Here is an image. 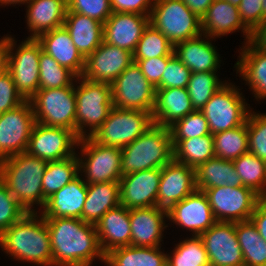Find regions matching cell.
I'll list each match as a JSON object with an SVG mask.
<instances>
[{
    "instance_id": "obj_5",
    "label": "cell",
    "mask_w": 266,
    "mask_h": 266,
    "mask_svg": "<svg viewBox=\"0 0 266 266\" xmlns=\"http://www.w3.org/2000/svg\"><path fill=\"white\" fill-rule=\"evenodd\" d=\"M80 85L75 88L76 98V136L91 137L106 120L112 103V86L107 83L89 81L76 77ZM84 126L90 127V133L85 134Z\"/></svg>"
},
{
    "instance_id": "obj_44",
    "label": "cell",
    "mask_w": 266,
    "mask_h": 266,
    "mask_svg": "<svg viewBox=\"0 0 266 266\" xmlns=\"http://www.w3.org/2000/svg\"><path fill=\"white\" fill-rule=\"evenodd\" d=\"M173 148L184 139L209 135L207 119L200 110H195L169 126Z\"/></svg>"
},
{
    "instance_id": "obj_2",
    "label": "cell",
    "mask_w": 266,
    "mask_h": 266,
    "mask_svg": "<svg viewBox=\"0 0 266 266\" xmlns=\"http://www.w3.org/2000/svg\"><path fill=\"white\" fill-rule=\"evenodd\" d=\"M38 217L37 212L26 213L0 234V246L23 262L53 266L50 233L45 218Z\"/></svg>"
},
{
    "instance_id": "obj_51",
    "label": "cell",
    "mask_w": 266,
    "mask_h": 266,
    "mask_svg": "<svg viewBox=\"0 0 266 266\" xmlns=\"http://www.w3.org/2000/svg\"><path fill=\"white\" fill-rule=\"evenodd\" d=\"M238 10L243 24L250 31L263 21L262 0H241Z\"/></svg>"
},
{
    "instance_id": "obj_9",
    "label": "cell",
    "mask_w": 266,
    "mask_h": 266,
    "mask_svg": "<svg viewBox=\"0 0 266 266\" xmlns=\"http://www.w3.org/2000/svg\"><path fill=\"white\" fill-rule=\"evenodd\" d=\"M234 85L225 83L200 110L212 135L246 122L249 111L245 99ZM246 104V105H245Z\"/></svg>"
},
{
    "instance_id": "obj_21",
    "label": "cell",
    "mask_w": 266,
    "mask_h": 266,
    "mask_svg": "<svg viewBox=\"0 0 266 266\" xmlns=\"http://www.w3.org/2000/svg\"><path fill=\"white\" fill-rule=\"evenodd\" d=\"M150 18L138 13L112 12L103 24V41L134 53Z\"/></svg>"
},
{
    "instance_id": "obj_10",
    "label": "cell",
    "mask_w": 266,
    "mask_h": 266,
    "mask_svg": "<svg viewBox=\"0 0 266 266\" xmlns=\"http://www.w3.org/2000/svg\"><path fill=\"white\" fill-rule=\"evenodd\" d=\"M208 198L217 222H241L250 220L262 197L253 189L241 186H220L203 191Z\"/></svg>"
},
{
    "instance_id": "obj_47",
    "label": "cell",
    "mask_w": 266,
    "mask_h": 266,
    "mask_svg": "<svg viewBox=\"0 0 266 266\" xmlns=\"http://www.w3.org/2000/svg\"><path fill=\"white\" fill-rule=\"evenodd\" d=\"M68 10L104 24L112 14L110 0H67Z\"/></svg>"
},
{
    "instance_id": "obj_42",
    "label": "cell",
    "mask_w": 266,
    "mask_h": 266,
    "mask_svg": "<svg viewBox=\"0 0 266 266\" xmlns=\"http://www.w3.org/2000/svg\"><path fill=\"white\" fill-rule=\"evenodd\" d=\"M209 259L199 236L180 242L172 256L167 255V266H209Z\"/></svg>"
},
{
    "instance_id": "obj_14",
    "label": "cell",
    "mask_w": 266,
    "mask_h": 266,
    "mask_svg": "<svg viewBox=\"0 0 266 266\" xmlns=\"http://www.w3.org/2000/svg\"><path fill=\"white\" fill-rule=\"evenodd\" d=\"M35 123L30 100L0 114V161L26 152Z\"/></svg>"
},
{
    "instance_id": "obj_38",
    "label": "cell",
    "mask_w": 266,
    "mask_h": 266,
    "mask_svg": "<svg viewBox=\"0 0 266 266\" xmlns=\"http://www.w3.org/2000/svg\"><path fill=\"white\" fill-rule=\"evenodd\" d=\"M215 157L235 160L249 152L247 120L243 125L213 135Z\"/></svg>"
},
{
    "instance_id": "obj_41",
    "label": "cell",
    "mask_w": 266,
    "mask_h": 266,
    "mask_svg": "<svg viewBox=\"0 0 266 266\" xmlns=\"http://www.w3.org/2000/svg\"><path fill=\"white\" fill-rule=\"evenodd\" d=\"M174 54V46L167 37L151 24L144 30L133 53V60L167 56Z\"/></svg>"
},
{
    "instance_id": "obj_6",
    "label": "cell",
    "mask_w": 266,
    "mask_h": 266,
    "mask_svg": "<svg viewBox=\"0 0 266 266\" xmlns=\"http://www.w3.org/2000/svg\"><path fill=\"white\" fill-rule=\"evenodd\" d=\"M149 18L173 46L202 34L201 19L182 0H154Z\"/></svg>"
},
{
    "instance_id": "obj_22",
    "label": "cell",
    "mask_w": 266,
    "mask_h": 266,
    "mask_svg": "<svg viewBox=\"0 0 266 266\" xmlns=\"http://www.w3.org/2000/svg\"><path fill=\"white\" fill-rule=\"evenodd\" d=\"M167 211L157 206L129 209L131 245L159 247Z\"/></svg>"
},
{
    "instance_id": "obj_52",
    "label": "cell",
    "mask_w": 266,
    "mask_h": 266,
    "mask_svg": "<svg viewBox=\"0 0 266 266\" xmlns=\"http://www.w3.org/2000/svg\"><path fill=\"white\" fill-rule=\"evenodd\" d=\"M154 0H110L112 12L138 13L150 16Z\"/></svg>"
},
{
    "instance_id": "obj_33",
    "label": "cell",
    "mask_w": 266,
    "mask_h": 266,
    "mask_svg": "<svg viewBox=\"0 0 266 266\" xmlns=\"http://www.w3.org/2000/svg\"><path fill=\"white\" fill-rule=\"evenodd\" d=\"M236 62L237 71L255 92V98H266V51L256 49L249 41Z\"/></svg>"
},
{
    "instance_id": "obj_26",
    "label": "cell",
    "mask_w": 266,
    "mask_h": 266,
    "mask_svg": "<svg viewBox=\"0 0 266 266\" xmlns=\"http://www.w3.org/2000/svg\"><path fill=\"white\" fill-rule=\"evenodd\" d=\"M204 38L219 37L241 29L246 36V43L250 39L251 31L243 24L238 7L225 0H214L201 18Z\"/></svg>"
},
{
    "instance_id": "obj_13",
    "label": "cell",
    "mask_w": 266,
    "mask_h": 266,
    "mask_svg": "<svg viewBox=\"0 0 266 266\" xmlns=\"http://www.w3.org/2000/svg\"><path fill=\"white\" fill-rule=\"evenodd\" d=\"M80 144L81 155L87 156L85 162L78 157L79 171L85 172L86 184L120 181L121 148L98 144L89 136L80 138L76 146Z\"/></svg>"
},
{
    "instance_id": "obj_46",
    "label": "cell",
    "mask_w": 266,
    "mask_h": 266,
    "mask_svg": "<svg viewBox=\"0 0 266 266\" xmlns=\"http://www.w3.org/2000/svg\"><path fill=\"white\" fill-rule=\"evenodd\" d=\"M26 213V210L0 180V234L20 220Z\"/></svg>"
},
{
    "instance_id": "obj_24",
    "label": "cell",
    "mask_w": 266,
    "mask_h": 266,
    "mask_svg": "<svg viewBox=\"0 0 266 266\" xmlns=\"http://www.w3.org/2000/svg\"><path fill=\"white\" fill-rule=\"evenodd\" d=\"M36 39L41 44L43 52L52 56L61 66L68 68L77 77L82 76L85 58L72 42L64 26L42 33Z\"/></svg>"
},
{
    "instance_id": "obj_54",
    "label": "cell",
    "mask_w": 266,
    "mask_h": 266,
    "mask_svg": "<svg viewBox=\"0 0 266 266\" xmlns=\"http://www.w3.org/2000/svg\"><path fill=\"white\" fill-rule=\"evenodd\" d=\"M249 42L256 49L266 51V19L251 31Z\"/></svg>"
},
{
    "instance_id": "obj_1",
    "label": "cell",
    "mask_w": 266,
    "mask_h": 266,
    "mask_svg": "<svg viewBox=\"0 0 266 266\" xmlns=\"http://www.w3.org/2000/svg\"><path fill=\"white\" fill-rule=\"evenodd\" d=\"M50 233L53 266H90L105 262L96 227L76 218H45Z\"/></svg>"
},
{
    "instance_id": "obj_11",
    "label": "cell",
    "mask_w": 266,
    "mask_h": 266,
    "mask_svg": "<svg viewBox=\"0 0 266 266\" xmlns=\"http://www.w3.org/2000/svg\"><path fill=\"white\" fill-rule=\"evenodd\" d=\"M112 103L116 108L147 111L152 114L156 89L132 62L111 84Z\"/></svg>"
},
{
    "instance_id": "obj_55",
    "label": "cell",
    "mask_w": 266,
    "mask_h": 266,
    "mask_svg": "<svg viewBox=\"0 0 266 266\" xmlns=\"http://www.w3.org/2000/svg\"><path fill=\"white\" fill-rule=\"evenodd\" d=\"M184 4L200 19L214 0H182Z\"/></svg>"
},
{
    "instance_id": "obj_17",
    "label": "cell",
    "mask_w": 266,
    "mask_h": 266,
    "mask_svg": "<svg viewBox=\"0 0 266 266\" xmlns=\"http://www.w3.org/2000/svg\"><path fill=\"white\" fill-rule=\"evenodd\" d=\"M132 62H134L133 53L103 41L92 54L85 58L81 77L111 85Z\"/></svg>"
},
{
    "instance_id": "obj_12",
    "label": "cell",
    "mask_w": 266,
    "mask_h": 266,
    "mask_svg": "<svg viewBox=\"0 0 266 266\" xmlns=\"http://www.w3.org/2000/svg\"><path fill=\"white\" fill-rule=\"evenodd\" d=\"M14 41L9 37L8 72L17 92L24 100H30L39 90V59L43 50L37 39L27 38L13 54Z\"/></svg>"
},
{
    "instance_id": "obj_35",
    "label": "cell",
    "mask_w": 266,
    "mask_h": 266,
    "mask_svg": "<svg viewBox=\"0 0 266 266\" xmlns=\"http://www.w3.org/2000/svg\"><path fill=\"white\" fill-rule=\"evenodd\" d=\"M245 266H266V242L251 220L235 222Z\"/></svg>"
},
{
    "instance_id": "obj_45",
    "label": "cell",
    "mask_w": 266,
    "mask_h": 266,
    "mask_svg": "<svg viewBox=\"0 0 266 266\" xmlns=\"http://www.w3.org/2000/svg\"><path fill=\"white\" fill-rule=\"evenodd\" d=\"M246 120L249 152L266 162V114L250 112Z\"/></svg>"
},
{
    "instance_id": "obj_57",
    "label": "cell",
    "mask_w": 266,
    "mask_h": 266,
    "mask_svg": "<svg viewBox=\"0 0 266 266\" xmlns=\"http://www.w3.org/2000/svg\"><path fill=\"white\" fill-rule=\"evenodd\" d=\"M30 0H0V3H1V5H11V4H24V3H26L27 2V4H28V2H29Z\"/></svg>"
},
{
    "instance_id": "obj_34",
    "label": "cell",
    "mask_w": 266,
    "mask_h": 266,
    "mask_svg": "<svg viewBox=\"0 0 266 266\" xmlns=\"http://www.w3.org/2000/svg\"><path fill=\"white\" fill-rule=\"evenodd\" d=\"M160 247L125 246L105 255L107 266H167V255Z\"/></svg>"
},
{
    "instance_id": "obj_3",
    "label": "cell",
    "mask_w": 266,
    "mask_h": 266,
    "mask_svg": "<svg viewBox=\"0 0 266 266\" xmlns=\"http://www.w3.org/2000/svg\"><path fill=\"white\" fill-rule=\"evenodd\" d=\"M47 161L23 152L0 161V180L27 213L35 212L31 207H44L42 178Z\"/></svg>"
},
{
    "instance_id": "obj_29",
    "label": "cell",
    "mask_w": 266,
    "mask_h": 266,
    "mask_svg": "<svg viewBox=\"0 0 266 266\" xmlns=\"http://www.w3.org/2000/svg\"><path fill=\"white\" fill-rule=\"evenodd\" d=\"M27 24L32 32L28 38H37L42 33L62 27L68 9L67 0H30Z\"/></svg>"
},
{
    "instance_id": "obj_18",
    "label": "cell",
    "mask_w": 266,
    "mask_h": 266,
    "mask_svg": "<svg viewBox=\"0 0 266 266\" xmlns=\"http://www.w3.org/2000/svg\"><path fill=\"white\" fill-rule=\"evenodd\" d=\"M161 168L123 175L120 184V205L127 209L157 206Z\"/></svg>"
},
{
    "instance_id": "obj_58",
    "label": "cell",
    "mask_w": 266,
    "mask_h": 266,
    "mask_svg": "<svg viewBox=\"0 0 266 266\" xmlns=\"http://www.w3.org/2000/svg\"><path fill=\"white\" fill-rule=\"evenodd\" d=\"M263 20L266 19V0H262Z\"/></svg>"
},
{
    "instance_id": "obj_50",
    "label": "cell",
    "mask_w": 266,
    "mask_h": 266,
    "mask_svg": "<svg viewBox=\"0 0 266 266\" xmlns=\"http://www.w3.org/2000/svg\"><path fill=\"white\" fill-rule=\"evenodd\" d=\"M172 55L149 58L144 60H133L136 62L143 75L153 85L155 89H160V81L166 69L167 61Z\"/></svg>"
},
{
    "instance_id": "obj_49",
    "label": "cell",
    "mask_w": 266,
    "mask_h": 266,
    "mask_svg": "<svg viewBox=\"0 0 266 266\" xmlns=\"http://www.w3.org/2000/svg\"><path fill=\"white\" fill-rule=\"evenodd\" d=\"M24 101L17 92L11 74L7 71L0 75V114L16 108Z\"/></svg>"
},
{
    "instance_id": "obj_31",
    "label": "cell",
    "mask_w": 266,
    "mask_h": 266,
    "mask_svg": "<svg viewBox=\"0 0 266 266\" xmlns=\"http://www.w3.org/2000/svg\"><path fill=\"white\" fill-rule=\"evenodd\" d=\"M120 205L119 182L87 184V195L82 212V220L96 223L110 210Z\"/></svg>"
},
{
    "instance_id": "obj_39",
    "label": "cell",
    "mask_w": 266,
    "mask_h": 266,
    "mask_svg": "<svg viewBox=\"0 0 266 266\" xmlns=\"http://www.w3.org/2000/svg\"><path fill=\"white\" fill-rule=\"evenodd\" d=\"M233 165L243 186L253 189L262 198H266V162L247 152L233 160Z\"/></svg>"
},
{
    "instance_id": "obj_40",
    "label": "cell",
    "mask_w": 266,
    "mask_h": 266,
    "mask_svg": "<svg viewBox=\"0 0 266 266\" xmlns=\"http://www.w3.org/2000/svg\"><path fill=\"white\" fill-rule=\"evenodd\" d=\"M77 77L68 68L61 66L52 56L41 52L39 59V90L74 86Z\"/></svg>"
},
{
    "instance_id": "obj_37",
    "label": "cell",
    "mask_w": 266,
    "mask_h": 266,
    "mask_svg": "<svg viewBox=\"0 0 266 266\" xmlns=\"http://www.w3.org/2000/svg\"><path fill=\"white\" fill-rule=\"evenodd\" d=\"M173 149L175 161L194 169L215 157L212 134L181 140Z\"/></svg>"
},
{
    "instance_id": "obj_30",
    "label": "cell",
    "mask_w": 266,
    "mask_h": 266,
    "mask_svg": "<svg viewBox=\"0 0 266 266\" xmlns=\"http://www.w3.org/2000/svg\"><path fill=\"white\" fill-rule=\"evenodd\" d=\"M63 26L84 58L92 54L103 42V24L93 18L67 9Z\"/></svg>"
},
{
    "instance_id": "obj_8",
    "label": "cell",
    "mask_w": 266,
    "mask_h": 266,
    "mask_svg": "<svg viewBox=\"0 0 266 266\" xmlns=\"http://www.w3.org/2000/svg\"><path fill=\"white\" fill-rule=\"evenodd\" d=\"M152 124L150 112L113 106L106 120L91 138L104 146L123 148L142 135Z\"/></svg>"
},
{
    "instance_id": "obj_48",
    "label": "cell",
    "mask_w": 266,
    "mask_h": 266,
    "mask_svg": "<svg viewBox=\"0 0 266 266\" xmlns=\"http://www.w3.org/2000/svg\"><path fill=\"white\" fill-rule=\"evenodd\" d=\"M191 70L188 69L174 54L168 59L160 81V89L187 88Z\"/></svg>"
},
{
    "instance_id": "obj_28",
    "label": "cell",
    "mask_w": 266,
    "mask_h": 266,
    "mask_svg": "<svg viewBox=\"0 0 266 266\" xmlns=\"http://www.w3.org/2000/svg\"><path fill=\"white\" fill-rule=\"evenodd\" d=\"M204 35L178 42L174 45V55L191 73L217 72L220 59L215 46L201 39Z\"/></svg>"
},
{
    "instance_id": "obj_4",
    "label": "cell",
    "mask_w": 266,
    "mask_h": 266,
    "mask_svg": "<svg viewBox=\"0 0 266 266\" xmlns=\"http://www.w3.org/2000/svg\"><path fill=\"white\" fill-rule=\"evenodd\" d=\"M174 159L169 127L153 123L133 142L121 148L122 176L153 168H162Z\"/></svg>"
},
{
    "instance_id": "obj_7",
    "label": "cell",
    "mask_w": 266,
    "mask_h": 266,
    "mask_svg": "<svg viewBox=\"0 0 266 266\" xmlns=\"http://www.w3.org/2000/svg\"><path fill=\"white\" fill-rule=\"evenodd\" d=\"M35 121L49 127H61L76 135L75 87L38 90L30 99Z\"/></svg>"
},
{
    "instance_id": "obj_15",
    "label": "cell",
    "mask_w": 266,
    "mask_h": 266,
    "mask_svg": "<svg viewBox=\"0 0 266 266\" xmlns=\"http://www.w3.org/2000/svg\"><path fill=\"white\" fill-rule=\"evenodd\" d=\"M79 138L69 129L35 123L26 152L47 162L69 158ZM74 148V149H73Z\"/></svg>"
},
{
    "instance_id": "obj_16",
    "label": "cell",
    "mask_w": 266,
    "mask_h": 266,
    "mask_svg": "<svg viewBox=\"0 0 266 266\" xmlns=\"http://www.w3.org/2000/svg\"><path fill=\"white\" fill-rule=\"evenodd\" d=\"M199 237L206 249L210 266L244 265L235 222H216Z\"/></svg>"
},
{
    "instance_id": "obj_43",
    "label": "cell",
    "mask_w": 266,
    "mask_h": 266,
    "mask_svg": "<svg viewBox=\"0 0 266 266\" xmlns=\"http://www.w3.org/2000/svg\"><path fill=\"white\" fill-rule=\"evenodd\" d=\"M223 85L216 72L191 73L187 90L194 109L201 110Z\"/></svg>"
},
{
    "instance_id": "obj_19",
    "label": "cell",
    "mask_w": 266,
    "mask_h": 266,
    "mask_svg": "<svg viewBox=\"0 0 266 266\" xmlns=\"http://www.w3.org/2000/svg\"><path fill=\"white\" fill-rule=\"evenodd\" d=\"M195 190V169L173 159L161 168L157 207L168 211Z\"/></svg>"
},
{
    "instance_id": "obj_36",
    "label": "cell",
    "mask_w": 266,
    "mask_h": 266,
    "mask_svg": "<svg viewBox=\"0 0 266 266\" xmlns=\"http://www.w3.org/2000/svg\"><path fill=\"white\" fill-rule=\"evenodd\" d=\"M79 174V161L77 156L47 163L42 178L43 197L48 199L55 192L70 183Z\"/></svg>"
},
{
    "instance_id": "obj_59",
    "label": "cell",
    "mask_w": 266,
    "mask_h": 266,
    "mask_svg": "<svg viewBox=\"0 0 266 266\" xmlns=\"http://www.w3.org/2000/svg\"><path fill=\"white\" fill-rule=\"evenodd\" d=\"M225 1H228L230 4L235 5L237 7L241 3V0H225Z\"/></svg>"
},
{
    "instance_id": "obj_20",
    "label": "cell",
    "mask_w": 266,
    "mask_h": 266,
    "mask_svg": "<svg viewBox=\"0 0 266 266\" xmlns=\"http://www.w3.org/2000/svg\"><path fill=\"white\" fill-rule=\"evenodd\" d=\"M167 218L177 225L191 230L194 234L192 236H200L217 222L207 195L197 189L172 206L167 211Z\"/></svg>"
},
{
    "instance_id": "obj_53",
    "label": "cell",
    "mask_w": 266,
    "mask_h": 266,
    "mask_svg": "<svg viewBox=\"0 0 266 266\" xmlns=\"http://www.w3.org/2000/svg\"><path fill=\"white\" fill-rule=\"evenodd\" d=\"M250 220L256 226L262 239L266 242V198H262L257 203Z\"/></svg>"
},
{
    "instance_id": "obj_32",
    "label": "cell",
    "mask_w": 266,
    "mask_h": 266,
    "mask_svg": "<svg viewBox=\"0 0 266 266\" xmlns=\"http://www.w3.org/2000/svg\"><path fill=\"white\" fill-rule=\"evenodd\" d=\"M195 185L197 190L204 191L220 186L241 187L243 183L233 161L214 157L195 169Z\"/></svg>"
},
{
    "instance_id": "obj_27",
    "label": "cell",
    "mask_w": 266,
    "mask_h": 266,
    "mask_svg": "<svg viewBox=\"0 0 266 266\" xmlns=\"http://www.w3.org/2000/svg\"><path fill=\"white\" fill-rule=\"evenodd\" d=\"M193 111L187 88L156 89L153 123L169 127Z\"/></svg>"
},
{
    "instance_id": "obj_25",
    "label": "cell",
    "mask_w": 266,
    "mask_h": 266,
    "mask_svg": "<svg viewBox=\"0 0 266 266\" xmlns=\"http://www.w3.org/2000/svg\"><path fill=\"white\" fill-rule=\"evenodd\" d=\"M100 248L108 252L131 245L129 209L123 205L110 209L95 225Z\"/></svg>"
},
{
    "instance_id": "obj_56",
    "label": "cell",
    "mask_w": 266,
    "mask_h": 266,
    "mask_svg": "<svg viewBox=\"0 0 266 266\" xmlns=\"http://www.w3.org/2000/svg\"><path fill=\"white\" fill-rule=\"evenodd\" d=\"M9 36L0 40V75L8 71Z\"/></svg>"
},
{
    "instance_id": "obj_23",
    "label": "cell",
    "mask_w": 266,
    "mask_h": 266,
    "mask_svg": "<svg viewBox=\"0 0 266 266\" xmlns=\"http://www.w3.org/2000/svg\"><path fill=\"white\" fill-rule=\"evenodd\" d=\"M87 195V184L78 175L70 183L46 199L44 218L82 219V212Z\"/></svg>"
}]
</instances>
